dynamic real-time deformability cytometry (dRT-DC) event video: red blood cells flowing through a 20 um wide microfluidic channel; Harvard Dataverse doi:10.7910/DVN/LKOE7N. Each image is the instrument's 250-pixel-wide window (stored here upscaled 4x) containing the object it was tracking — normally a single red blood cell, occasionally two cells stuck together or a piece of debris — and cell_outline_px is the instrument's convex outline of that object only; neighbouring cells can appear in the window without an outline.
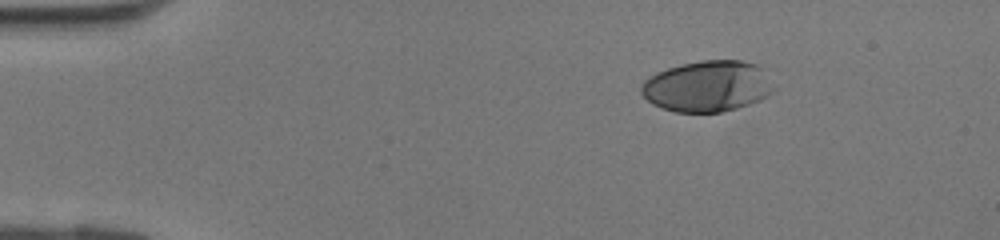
{"species": "human", "species_latin": "Homo sapiens", "temperature_condition": "room temperature", "stored_images_in_passage": 40, "camera_frame_rate_fps": 3000, "um_per_image_px": 0.085, "donor": {"sex": "female"}, "frame": {"image": 1, "passage_image": 6, "time_ms": 1.667, "image_size_px": [1000, 240], "cell_outline_px": [[740, 64], [728, 108], [716, 112], [684, 112], [668, 108], [656, 104], [648, 96], [648, 84], [656, 76], [664, 72], [688, 64], [716, 60], [732, 60]], "centroid_in_image_um": [59.15, 7.37], "position_along_channel_um": 25.9, "area_um2": 26.82}}
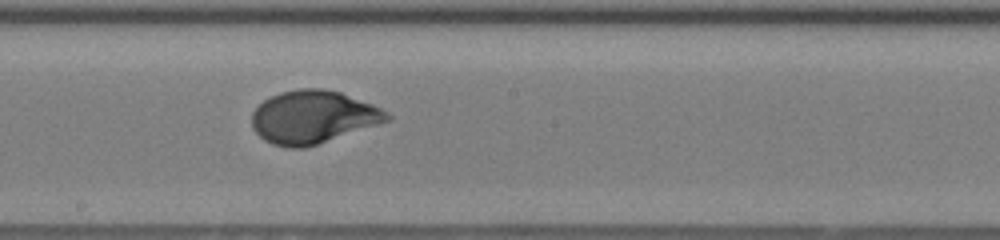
{"frame": {"image": 2, "passage_image": 23, "time_ms": 7.333, "image_size_px": [1000, 240], "cell_outline_px": [[376, 112], [312, 144], [280, 144], [264, 136], [260, 132], [256, 124], [256, 112], [268, 100], [276, 96], [292, 92], [332, 92], [364, 104], [372, 108]], "centroid_in_image_um": [26.18, 9.9], "position_along_channel_um": 222.0, "area_um2": 31.96}}
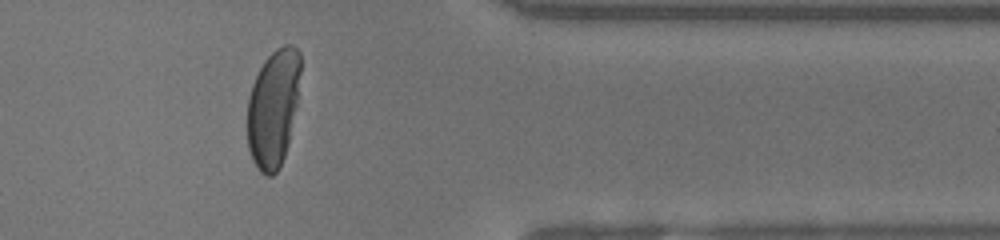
{"frame": {"image": 3, "passage_image": 34, "time_ms": 11.0, "image_size_px": [1000, 240], "cell_outline_px": [[300, 68], [284, 152], [280, 164], [272, 172], [264, 172], [260, 168], [252, 152], [248, 140], [248, 108], [252, 92], [256, 80], [264, 64], [276, 52], [300, 60]], "centroid_in_image_um": [23.14, 9.34], "position_along_channel_um": 388.3, "area_um2": 31.04}}